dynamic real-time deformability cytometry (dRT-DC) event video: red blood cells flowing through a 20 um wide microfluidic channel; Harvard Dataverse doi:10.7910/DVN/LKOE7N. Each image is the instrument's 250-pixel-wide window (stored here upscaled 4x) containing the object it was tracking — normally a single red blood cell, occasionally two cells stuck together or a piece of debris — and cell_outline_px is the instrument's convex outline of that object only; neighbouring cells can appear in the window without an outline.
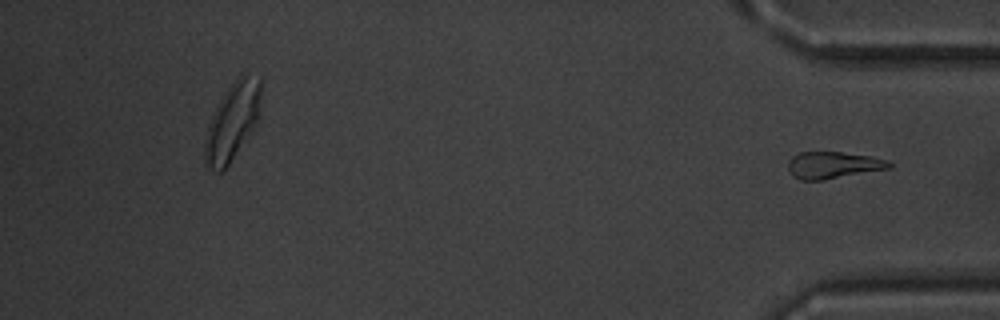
{"species": "common noctule bat (a hibernating species)", "species_latin": "Nyctalus noctula", "temperature_condition": "warm", "stored_images_in_passage": 38, "segment_of_instrument_passage": [2, 2], "camera_frame_rate_fps": 3000, "um_per_image_px": 0.085, "animal": {"sex": "male", "body_mass_g": 20.1, "forearm_length_mm": 53.5}, "frame": {"image": 1, "passage_image": 38, "time_ms": 12.333, "image_size_px": [1000, 320], "cell_outline_px": [[892, 168], [824, 180], [800, 180], [792, 176], [788, 168], [788, 160], [792, 156], [800, 152], [840, 152], [868, 156], [888, 160], [892, 164]], "centroid_in_image_um": [70.8, 14.04], "position_along_channel_um": 364.4, "area_um2": 15.9}}